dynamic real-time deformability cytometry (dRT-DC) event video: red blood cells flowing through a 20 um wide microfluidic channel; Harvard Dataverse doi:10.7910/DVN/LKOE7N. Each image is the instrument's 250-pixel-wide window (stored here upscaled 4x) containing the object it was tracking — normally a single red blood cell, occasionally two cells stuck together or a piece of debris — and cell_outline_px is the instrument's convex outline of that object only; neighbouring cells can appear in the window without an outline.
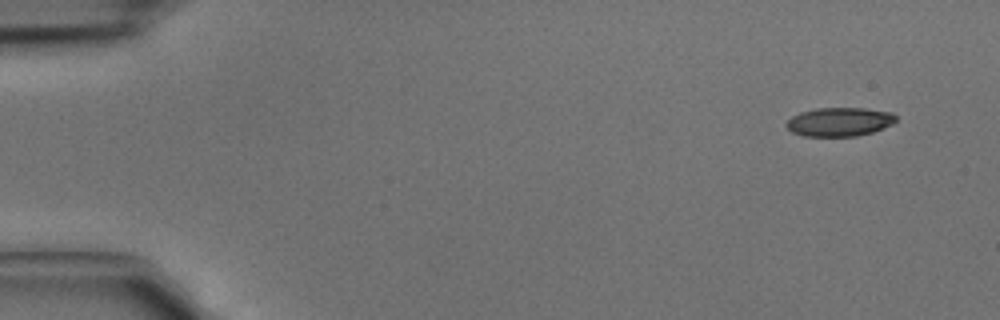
{"species": "common noctule bat (a hibernating species)", "species_latin": "Nyctalus noctula", "temperature_condition": "cold", "stored_images_in_passage": 4, "camera_frame_rate_fps": 3000, "um_per_image_px": 0.085, "animal": {"sex": "male", "body_mass_g": 15.6}, "frame": {"image": 1, "passage_image": 1, "time_ms": 0.0, "image_size_px": [1000, 320], "cell_outline_px": [[896, 120], [892, 124], [872, 132], [856, 136], [804, 136], [792, 132], [784, 124], [792, 116], [800, 112], [816, 108], [864, 108], [892, 112], [896, 116]], "centroid_in_image_um": [71.34, 10.35], "position_along_channel_um": 13.7, "area_um2": 18.38}}